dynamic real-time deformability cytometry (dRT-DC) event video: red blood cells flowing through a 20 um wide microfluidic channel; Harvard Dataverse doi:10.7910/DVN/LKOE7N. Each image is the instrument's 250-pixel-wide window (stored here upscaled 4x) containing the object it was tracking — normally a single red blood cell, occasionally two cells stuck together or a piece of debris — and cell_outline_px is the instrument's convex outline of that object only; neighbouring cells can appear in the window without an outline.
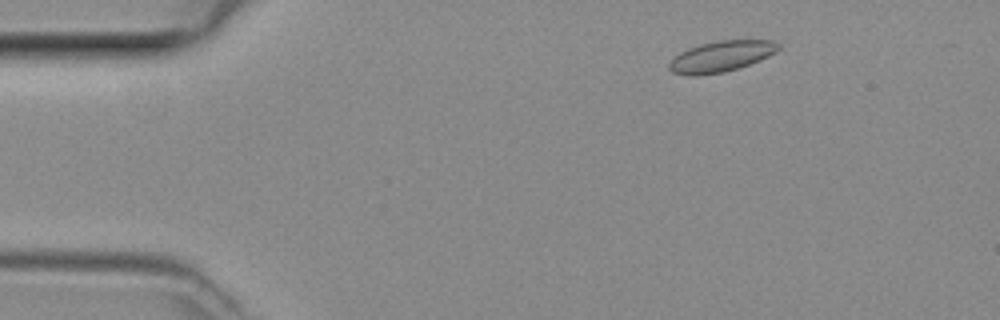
{"species": "common noctule bat (a hibernating species)", "species_latin": "Nyctalus noctula", "temperature_condition": "room temperature", "stored_images_in_passage": 46, "camera_frame_rate_fps": 3000, "um_per_image_px": 0.085, "animal": {"sex": "female", "body_mass_g": 29.2, "forearm_length_mm": 56.3}, "frame": {"image": 1, "passage_image": 5, "time_ms": 1.333, "image_size_px": [1000, 320], "cell_outline_px": [[780, 48], [776, 52], [760, 60], [724, 72], [696, 76], [688, 76], [672, 72], [668, 68], [668, 64], [680, 52], [688, 48], [700, 44], [720, 40], [772, 40], [780, 44]], "centroid_in_image_um": [61.29, 4.79], "position_along_channel_um": 23.7, "area_um2": 19.59}}
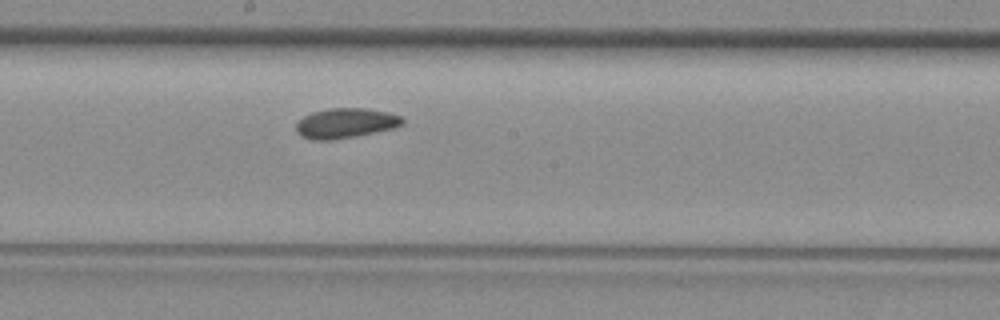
{"frame": {"image": 2, "passage_image": 24, "time_ms": 7.667, "image_size_px": [1000, 320], "cell_outline_px": [[404, 124], [396, 128], [332, 140], [312, 140], [300, 136], [296, 132], [296, 120], [312, 112], [328, 108], [364, 108], [388, 112], [400, 116], [404, 120]], "centroid_in_image_um": [29.34, 10.47], "position_along_channel_um": 218.9, "area_um2": 18.73}}
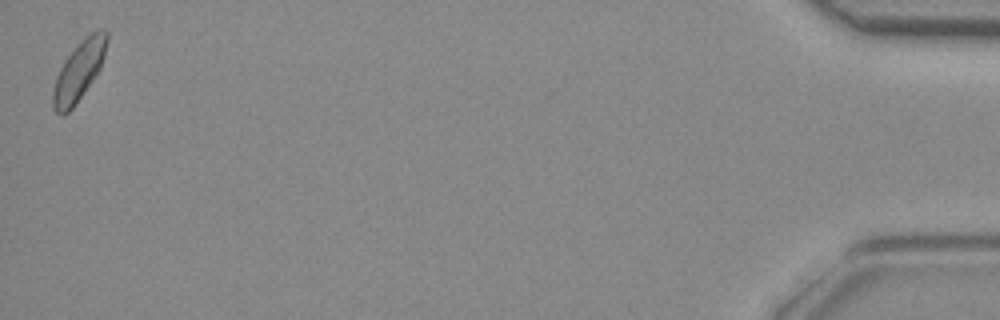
{"frame": {"image": 3, "passage_image": 46, "time_ms": 15.0, "image_size_px": [1000, 320], "cell_outline_px": [[108, 40], [104, 56], [100, 68], [92, 80], [72, 108], [64, 116], [60, 116], [52, 108], [52, 92], [56, 76], [64, 60], [92, 32], [104, 28], [108, 32]], "centroid_in_image_um": [6.69, 6.08], "position_along_channel_um": 428.5, "area_um2": 18.21}}